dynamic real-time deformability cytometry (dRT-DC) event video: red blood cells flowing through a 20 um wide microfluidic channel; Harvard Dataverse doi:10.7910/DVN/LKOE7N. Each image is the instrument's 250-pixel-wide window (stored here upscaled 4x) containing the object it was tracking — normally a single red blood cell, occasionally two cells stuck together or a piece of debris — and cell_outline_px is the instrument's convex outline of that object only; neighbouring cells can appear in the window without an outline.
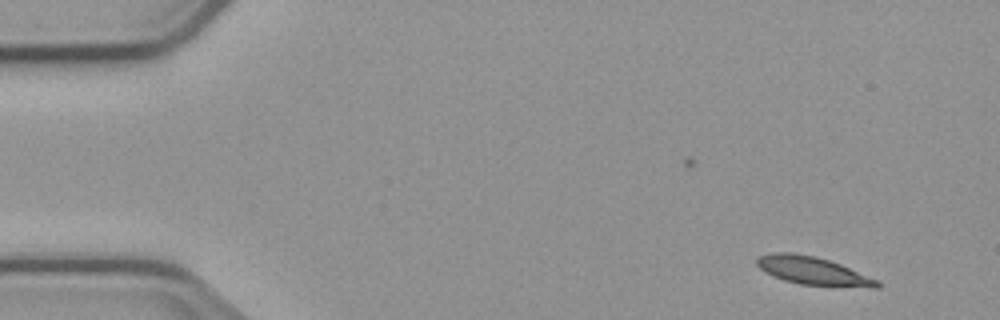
{"species": "common noctule bat (a hibernating species)", "species_latin": "Nyctalus noctula", "temperature_condition": "cold", "stored_images_in_passage": 4, "camera_frame_rate_fps": 3000, "um_per_image_px": 0.085, "animal": {"sex": "male", "body_mass_g": 23.1, "forearm_length_mm": 52.7}, "frame": {"image": 1, "passage_image": 1, "time_ms": 0.0, "image_size_px": [1000, 320], "cell_outline_px": [[880, 288], [872, 288], [800, 284], [784, 280], [772, 276], [764, 272], [756, 264], [756, 256], [772, 252], [792, 252], [816, 256], [840, 264], [880, 280]], "centroid_in_image_um": [69.09, 23.01], "position_along_channel_um": 15.9, "area_um2": 19.94}}